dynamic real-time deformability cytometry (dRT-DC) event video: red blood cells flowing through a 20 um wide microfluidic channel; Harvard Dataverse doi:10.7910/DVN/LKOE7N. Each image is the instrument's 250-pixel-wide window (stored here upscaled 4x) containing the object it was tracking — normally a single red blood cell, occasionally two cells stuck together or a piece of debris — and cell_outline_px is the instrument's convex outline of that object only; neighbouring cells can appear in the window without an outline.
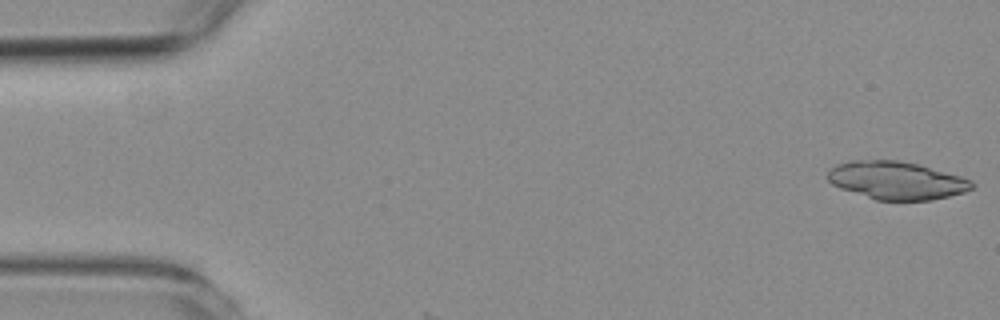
{"species": "common noctule bat (a hibernating species)", "species_latin": "Nyctalus noctula", "temperature_condition": "room temperature", "stored_images_in_passage": 4, "camera_frame_rate_fps": 3000, "um_per_image_px": 0.085, "animal": {"sex": "female", "body_mass_g": 19.3, "forearm_length_mm": 54.1}, "frame": {"image": 1, "passage_image": 1, "time_ms": 0.0, "image_size_px": [1000, 320], "cell_outline_px": [[972, 188], [964, 192], [932, 200], [876, 200], [840, 188], [832, 184], [828, 180], [828, 172], [836, 164], [852, 160], [896, 160], [916, 164], [960, 176], [972, 180]], "centroid_in_image_um": [76.17, 15.34], "position_along_channel_um": 8.8, "area_um2": 31.5}}